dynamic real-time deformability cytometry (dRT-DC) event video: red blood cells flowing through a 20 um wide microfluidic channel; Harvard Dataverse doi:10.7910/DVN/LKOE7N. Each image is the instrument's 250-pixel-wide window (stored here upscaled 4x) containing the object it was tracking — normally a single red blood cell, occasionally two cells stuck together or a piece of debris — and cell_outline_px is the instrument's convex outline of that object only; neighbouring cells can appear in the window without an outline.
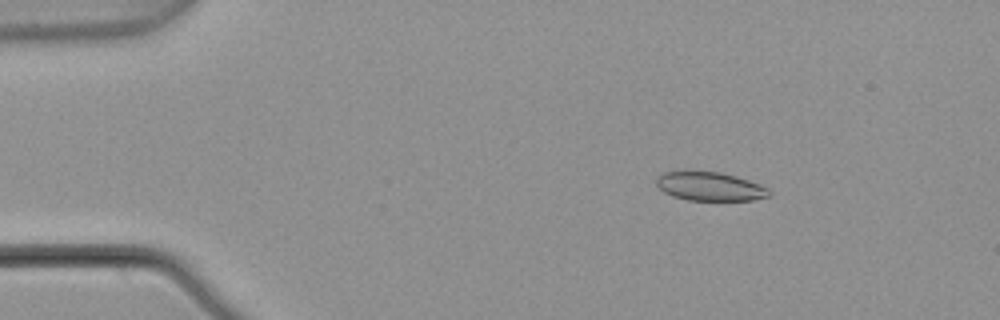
{"species": "common noctule bat (a hibernating species)", "species_latin": "Nyctalus noctula", "temperature_condition": "warm", "stored_images_in_passage": 4, "camera_frame_rate_fps": 3000, "um_per_image_px": 0.085, "animal": {"sex": "male", "body_mass_g": 21.5, "forearm_length_mm": 52.0}, "frame": {"image": 1, "passage_image": 2, "time_ms": 0.333, "image_size_px": [1000, 320], "cell_outline_px": [[772, 196], [752, 200], [688, 200], [672, 196], [664, 192], [656, 184], [656, 176], [660, 172], [684, 168], [688, 168], [720, 172], [736, 176], [760, 184], [768, 188], [772, 192]], "centroid_in_image_um": [60.28, 15.79], "position_along_channel_um": 24.7, "area_um2": 19.83}}
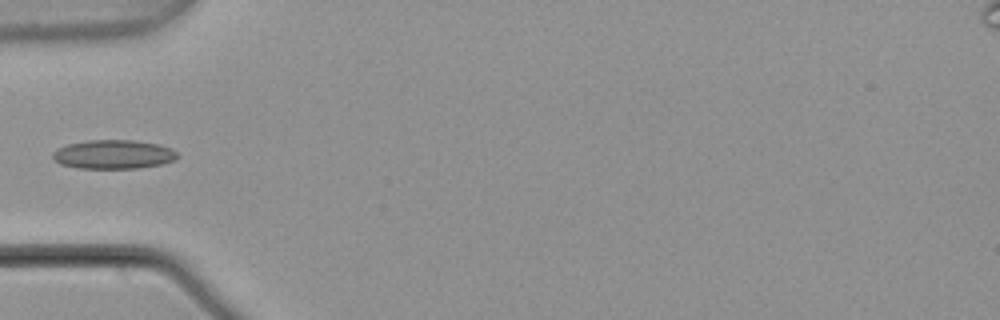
{"frame": {"image": 2, "passage_image": 4, "time_ms": 1.0, "image_size_px": [1000, 320], "cell_outline_px": [[180, 156], [172, 160], [160, 164], [140, 168], [76, 168], [60, 164], [52, 160], [52, 152], [56, 148], [68, 144], [88, 140], [132, 140], [160, 144], [172, 148]], "centroid_in_image_um": [9.61, 13.12], "position_along_channel_um": 75.4, "area_um2": 21.21}}